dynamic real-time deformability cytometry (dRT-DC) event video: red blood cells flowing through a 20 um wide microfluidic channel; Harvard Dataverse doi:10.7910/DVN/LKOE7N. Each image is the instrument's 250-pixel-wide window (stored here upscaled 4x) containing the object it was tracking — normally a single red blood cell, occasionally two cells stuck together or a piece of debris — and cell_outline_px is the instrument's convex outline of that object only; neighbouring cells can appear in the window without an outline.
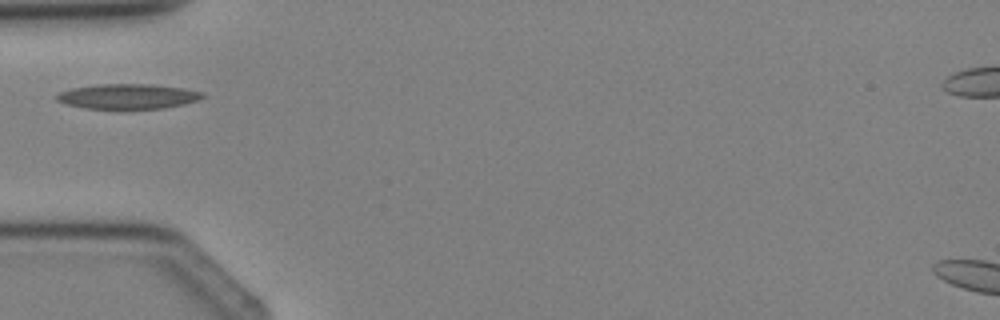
{"species": "Egyptian fruit bat (a non-hibernating species)", "species_latin": "Rousettus aegyptiacus", "temperature_condition": "cold", "stored_images_in_passage": 1, "camera_frame_rate_fps": 3000, "um_per_image_px": 0.085, "animal": {"sex": "female"}, "frame": {"image": 1, "passage_image": 1, "time_ms": 0.0, "image_size_px": [1000, 320], "cell_outline_px": [[204, 96], [196, 100], [184, 104], [164, 108], [84, 108], [68, 104], [56, 100], [56, 96], [60, 92], [72, 88], [96, 84], [152, 84], [184, 88], [204, 92]], "centroid_in_image_um": [10.88, 8.18], "position_along_channel_um": 74.1, "area_um2": 21.04}}